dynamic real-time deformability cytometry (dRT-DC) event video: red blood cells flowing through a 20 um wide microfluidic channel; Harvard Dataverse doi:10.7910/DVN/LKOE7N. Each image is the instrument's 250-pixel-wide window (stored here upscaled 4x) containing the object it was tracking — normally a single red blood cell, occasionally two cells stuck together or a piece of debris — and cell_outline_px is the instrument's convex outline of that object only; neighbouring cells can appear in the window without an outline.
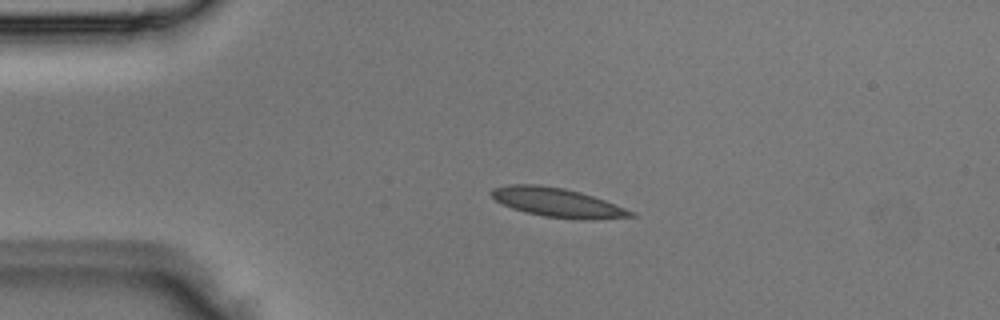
{"species": "Egyptian fruit bat (a non-hibernating species)", "species_latin": "Rousettus aegyptiacus", "temperature_condition": "room temperature", "stored_images_in_passage": 3, "camera_frame_rate_fps": 3000, "um_per_image_px": 0.085, "animal": {"sex": "male"}, "frame": {"image": 1, "passage_image": 2, "time_ms": 0.333, "image_size_px": [1000, 320], "cell_outline_px": [[636, 216], [544, 216], [524, 212], [512, 208], [496, 200], [488, 192], [492, 188], [508, 184], [536, 184], [564, 188], [580, 192], [604, 200], [636, 212]], "centroid_in_image_um": [47.2, 17.13], "position_along_channel_um": 37.8, "area_um2": 22.2}}